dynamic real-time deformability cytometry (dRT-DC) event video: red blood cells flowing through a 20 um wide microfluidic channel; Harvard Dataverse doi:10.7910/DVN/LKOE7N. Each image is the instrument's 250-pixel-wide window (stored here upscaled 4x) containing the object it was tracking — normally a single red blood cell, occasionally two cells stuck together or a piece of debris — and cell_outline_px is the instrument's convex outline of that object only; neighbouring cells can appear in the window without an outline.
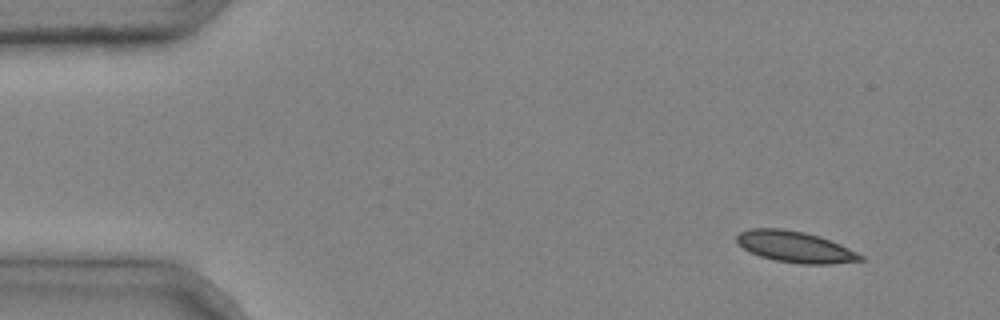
{"species": "common noctule bat (a hibernating species)", "species_latin": "Nyctalus noctula", "temperature_condition": "cold", "stored_images_in_passage": 4, "camera_frame_rate_fps": 3000, "um_per_image_px": 0.085, "animal": {"sex": "male", "body_mass_g": 20.4}, "frame": {"image": 1, "passage_image": 1, "time_ms": 0.0, "image_size_px": [1000, 320], "cell_outline_px": [[864, 260], [832, 264], [800, 264], [776, 260], [760, 256], [744, 248], [736, 240], [736, 236], [740, 232], [748, 228], [780, 228], [804, 232], [820, 236], [840, 244], [864, 256]], "centroid_in_image_um": [67.6, 20.98], "position_along_channel_um": 17.4, "area_um2": 22.37}}